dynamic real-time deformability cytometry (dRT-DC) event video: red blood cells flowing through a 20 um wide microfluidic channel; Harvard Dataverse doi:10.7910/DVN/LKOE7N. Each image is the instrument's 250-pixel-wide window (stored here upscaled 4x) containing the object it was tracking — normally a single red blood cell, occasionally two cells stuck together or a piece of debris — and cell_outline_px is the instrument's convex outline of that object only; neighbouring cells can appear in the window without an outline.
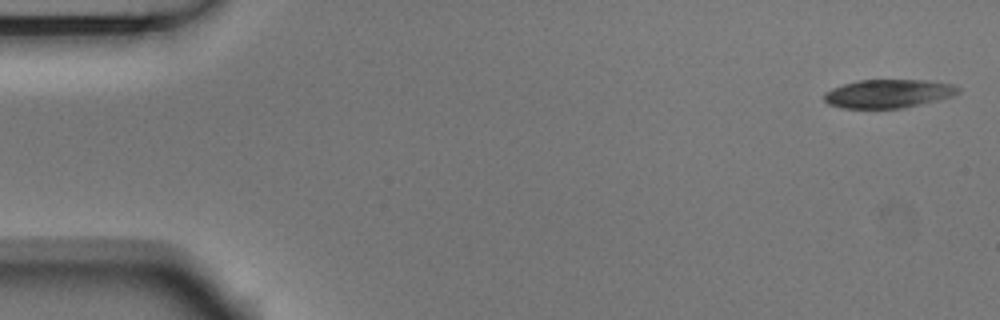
{"species": "Egyptian fruit bat (a non-hibernating species)", "species_latin": "Rousettus aegyptiacus", "temperature_condition": "room temperature", "stored_images_in_passage": 5, "camera_frame_rate_fps": 3000, "um_per_image_px": 0.085, "animal": {"sex": "male"}, "frame": {"image": 1, "passage_image": 1, "time_ms": 0.0, "image_size_px": [1000, 320], "cell_outline_px": [[960, 92], [952, 96], [904, 108], [844, 108], [828, 104], [824, 100], [824, 92], [832, 88], [844, 84], [860, 80], [928, 80], [952, 84], [960, 88]], "centroid_in_image_um": [75.5, 7.95], "position_along_channel_um": 9.5, "area_um2": 22.2}}
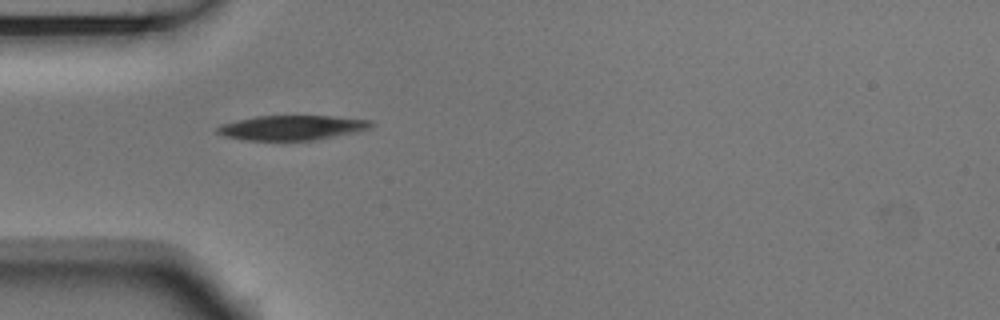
{"frame": {"image": 2, "passage_image": 4, "time_ms": 1.0, "image_size_px": [1000, 320], "cell_outline_px": [[376, 124], [368, 128], [356, 132], [312, 140], [248, 140], [224, 136], [216, 132], [216, 128], [220, 124], [236, 120], [256, 116], [332, 116], [372, 120]], "centroid_in_image_um": [24.81, 10.84], "position_along_channel_um": 60.2, "area_um2": 22.08}}
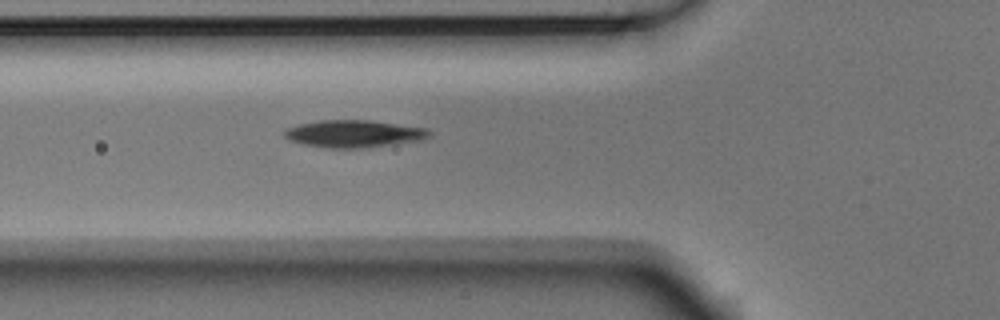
{"frame": {"image": 3, "passage_image": 5, "time_ms": 1.333, "image_size_px": [1000, 320], "cell_outline_px": [[432, 132], [428, 136], [420, 140], [360, 148], [328, 148], [300, 144], [288, 140], [284, 136], [284, 132], [288, 128], [300, 124], [320, 120], [368, 120], [428, 128]], "centroid_in_image_um": [30.04, 11.36], "position_along_channel_um": 95.8, "area_um2": 22.89}}